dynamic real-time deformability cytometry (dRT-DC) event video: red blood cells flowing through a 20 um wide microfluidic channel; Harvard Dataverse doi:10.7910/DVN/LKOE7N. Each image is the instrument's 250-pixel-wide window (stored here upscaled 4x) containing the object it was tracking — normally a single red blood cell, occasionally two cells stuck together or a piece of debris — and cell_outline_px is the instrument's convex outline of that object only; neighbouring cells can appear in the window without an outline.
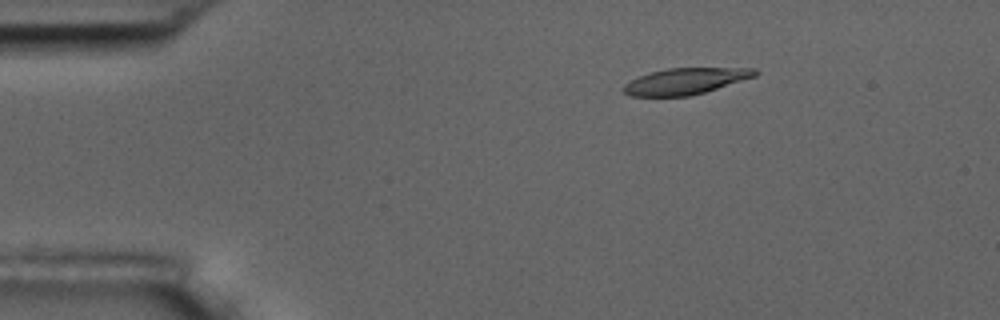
{"species": "common noctule bat (a hibernating species)", "species_latin": "Nyctalus noctula", "temperature_condition": "room temperature", "stored_images_in_passage": 5, "camera_frame_rate_fps": 3000, "um_per_image_px": 0.085, "animal": {"sex": "male", "body_mass_g": 17.5, "forearm_length_mm": 52.3}, "frame": {"image": 1, "passage_image": 3, "time_ms": 2.333, "image_size_px": [1000, 320], "cell_outline_px": [[760, 72], [756, 76], [704, 92], [688, 96], [632, 96], [624, 92], [620, 88], [624, 84], [648, 72], [668, 68], [756, 68]], "centroid_in_image_um": [58.26, 6.89], "position_along_channel_um": 26.7, "area_um2": 20.06}}
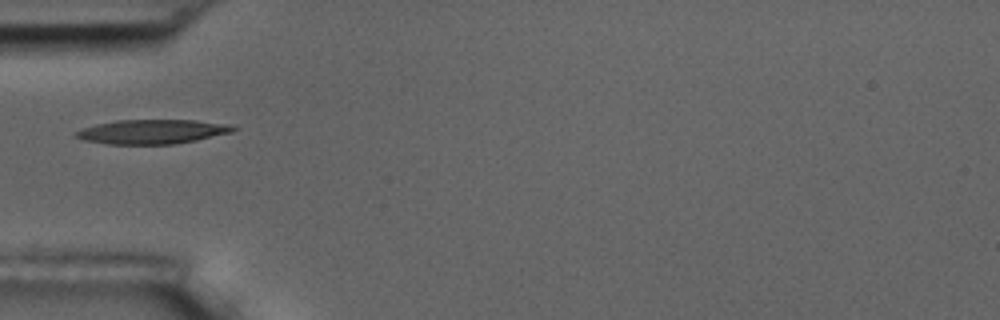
{"frame": {"image": 2, "passage_image": 5, "time_ms": 5.333, "image_size_px": [1000, 320], "cell_outline_px": [[236, 128], [232, 132], [196, 140], [172, 144], [108, 144], [84, 140], [76, 136], [72, 132], [80, 128], [96, 124], [116, 120], [196, 120], [228, 124]], "centroid_in_image_um": [12.88, 11.18], "position_along_channel_um": 72.1, "area_um2": 22.25}}